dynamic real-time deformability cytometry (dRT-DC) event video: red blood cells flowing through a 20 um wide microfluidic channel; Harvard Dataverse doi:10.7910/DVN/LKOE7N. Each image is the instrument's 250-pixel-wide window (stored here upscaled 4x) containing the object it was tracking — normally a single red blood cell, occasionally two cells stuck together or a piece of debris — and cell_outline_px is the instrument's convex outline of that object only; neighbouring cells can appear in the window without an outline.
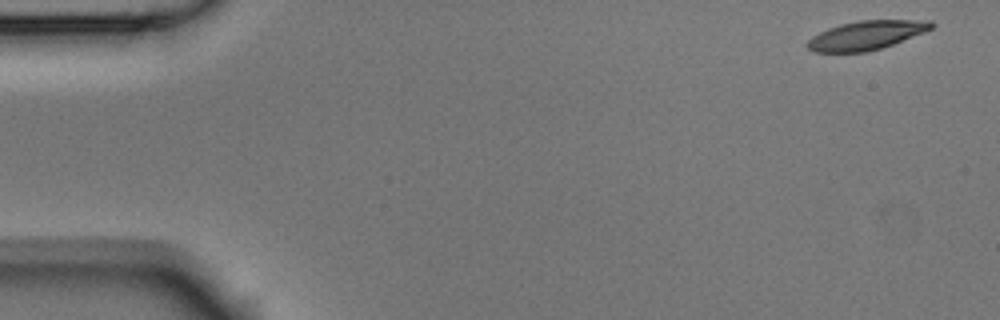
{"species": "Egyptian fruit bat (a non-hibernating species)", "species_latin": "Rousettus aegyptiacus", "temperature_condition": "room temperature", "stored_images_in_passage": 4, "camera_frame_rate_fps": 3000, "um_per_image_px": 0.085, "animal": {"sex": "male"}, "frame": {"image": 1, "passage_image": 1, "time_ms": 0.0, "image_size_px": [1000, 320], "cell_outline_px": [[936, 24], [932, 28], [924, 32], [892, 44], [880, 48], [864, 52], [812, 52], [804, 44], [812, 36], [828, 28], [840, 24], [860, 20], [932, 20]], "centroid_in_image_um": [73.61, 2.99], "position_along_channel_um": 11.4, "area_um2": 20.87}}
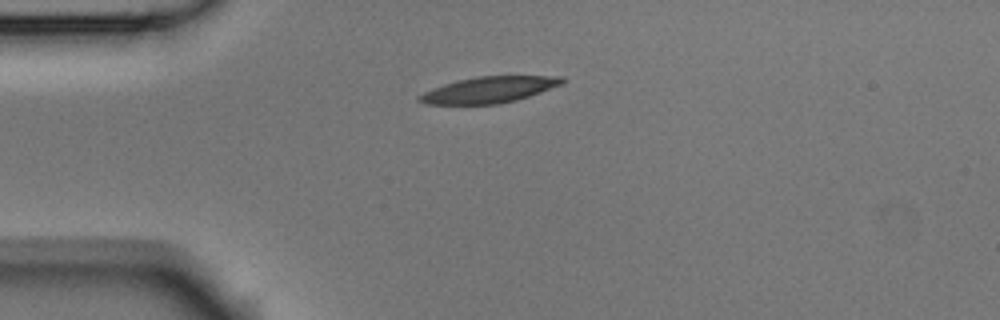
{"frame": {"image": 2, "passage_image": 4, "time_ms": 1.0, "image_size_px": [1000, 320], "cell_outline_px": [[564, 84], [516, 100], [496, 104], [428, 104], [416, 100], [416, 96], [432, 88], [444, 84], [476, 76], [564, 76]], "centroid_in_image_um": [41.56, 7.62], "position_along_channel_um": 43.4, "area_um2": 21.68}}